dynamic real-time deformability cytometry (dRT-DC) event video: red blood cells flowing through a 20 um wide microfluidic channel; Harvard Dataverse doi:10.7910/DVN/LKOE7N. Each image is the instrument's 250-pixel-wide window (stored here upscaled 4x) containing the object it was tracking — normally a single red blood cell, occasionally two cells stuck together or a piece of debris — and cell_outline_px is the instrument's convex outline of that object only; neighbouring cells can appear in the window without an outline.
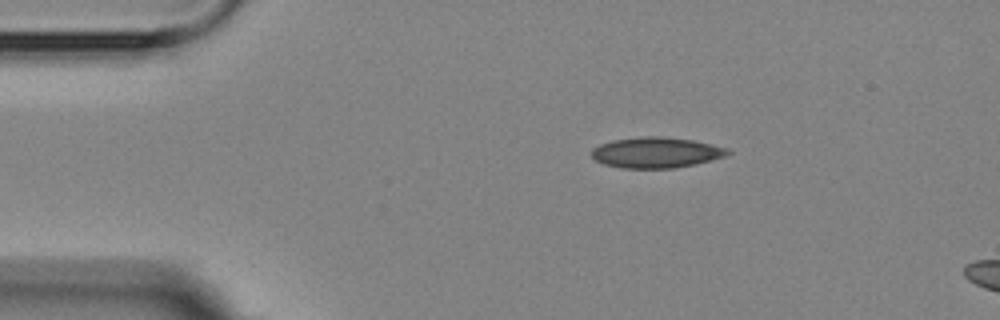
{"species": "Egyptian fruit bat (a non-hibernating species)", "species_latin": "Rousettus aegyptiacus", "temperature_condition": "room temperature", "stored_images_in_passage": 3, "camera_frame_rate_fps": 3000, "um_per_image_px": 0.085, "animal": {"sex": "female"}, "frame": {"image": 1, "passage_image": 1, "time_ms": 0.0, "image_size_px": [1000, 320], "cell_outline_px": [[732, 152], [724, 156], [712, 160], [696, 164], [676, 168], [620, 168], [604, 164], [596, 160], [592, 156], [592, 148], [600, 144], [612, 140], [648, 136], [664, 136], [692, 140], [728, 148]], "centroid_in_image_um": [55.78, 12.97], "position_along_channel_um": 29.2, "area_um2": 24.33}}